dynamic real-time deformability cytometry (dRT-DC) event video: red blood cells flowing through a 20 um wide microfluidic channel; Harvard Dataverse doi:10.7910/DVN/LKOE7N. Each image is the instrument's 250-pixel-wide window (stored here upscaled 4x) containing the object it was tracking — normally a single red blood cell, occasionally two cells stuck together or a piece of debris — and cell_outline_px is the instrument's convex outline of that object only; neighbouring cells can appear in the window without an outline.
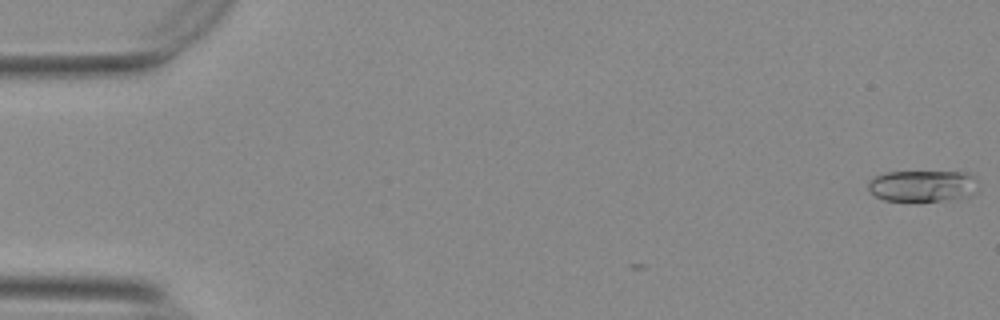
{"species": "Egyptian fruit bat (a non-hibernating species)", "species_latin": "Rousettus aegyptiacus", "temperature_condition": "warm", "stored_images_in_passage": 3, "camera_frame_rate_fps": 3000, "um_per_image_px": 0.085, "animal": {"sex": "female"}, "frame": {"image": 1, "passage_image": 1, "time_ms": 0.0, "image_size_px": [1000, 320], "cell_outline_px": [[976, 180], [972, 196], [916, 204], [884, 200], [868, 192], [868, 180], [872, 176], [884, 172], [968, 172], [976, 176]], "centroid_in_image_um": [78.34, 15.83], "position_along_channel_um": 6.7, "area_um2": 21.04}}